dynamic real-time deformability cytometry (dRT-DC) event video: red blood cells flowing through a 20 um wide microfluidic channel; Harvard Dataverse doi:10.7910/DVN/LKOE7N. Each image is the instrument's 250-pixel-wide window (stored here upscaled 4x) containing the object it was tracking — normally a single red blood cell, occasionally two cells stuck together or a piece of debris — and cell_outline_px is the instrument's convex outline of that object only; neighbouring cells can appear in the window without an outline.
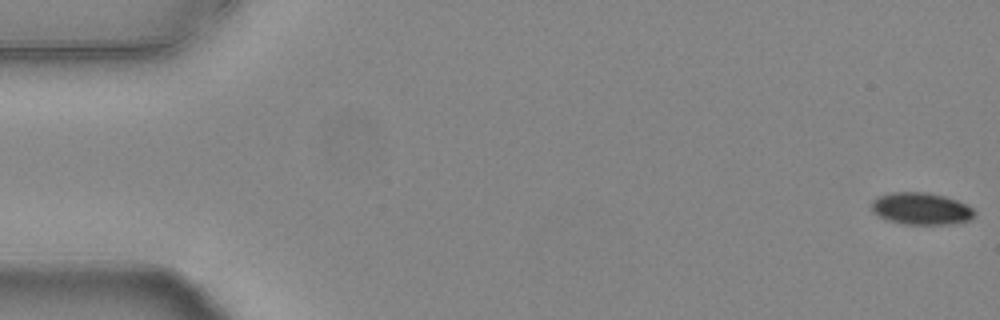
{"species": "common noctule bat (a hibernating species)", "species_latin": "Nyctalus noctula", "temperature_condition": "warm", "stored_images_in_passage": 55, "camera_frame_rate_fps": 3000, "um_per_image_px": 0.085, "animal": {"sex": "female", "body_mass_g": 24.6, "forearm_length_mm": 56.2}, "frame": {"image": 1, "passage_image": 1, "time_ms": 0.0, "image_size_px": [1000, 320], "cell_outline_px": [[976, 212], [968, 220], [952, 224], [904, 224], [888, 220], [872, 212], [872, 200], [888, 192], [928, 192], [944, 196], [956, 200], [972, 208]], "centroid_in_image_um": [78.27, 17.73], "position_along_channel_um": 6.7, "area_um2": 19.07}}
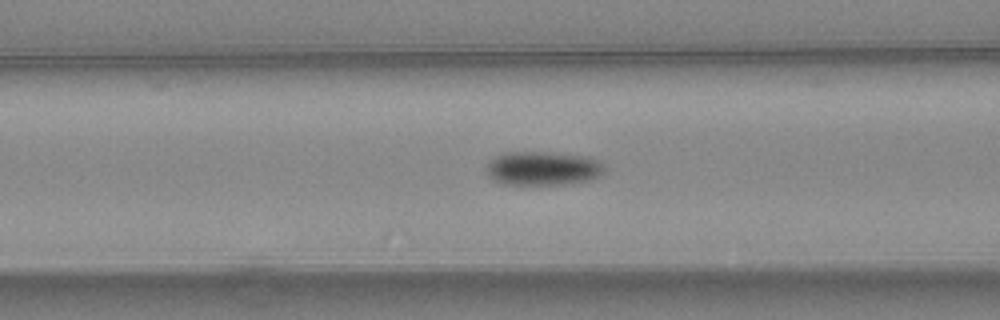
{"frame": {"image": 2, "passage_image": 22, "time_ms": 7.0, "image_size_px": [1000, 320], "cell_outline_px": [[604, 172], [600, 176], [592, 180], [568, 184], [504, 184], [492, 180], [488, 176], [484, 168], [496, 156], [504, 152], [544, 152], [588, 156], [600, 160], [604, 164]], "centroid_in_image_um": [46.17, 14.31], "position_along_channel_um": 120.4, "area_um2": 23.64}}
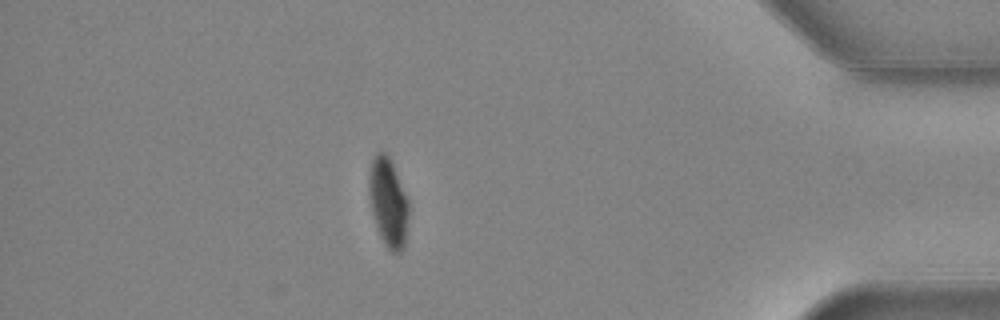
{"frame": {"image": 3, "passage_image": 48, "time_ms": 15.667, "image_size_px": [1000, 320], "cell_outline_px": [[408, 216], [404, 248], [400, 252], [392, 252], [388, 248], [376, 224], [372, 212], [368, 192], [368, 180], [372, 160], [376, 152], [384, 152], [392, 160], [408, 200]], "centroid_in_image_um": [33.0, 17.15], "position_along_channel_um": 402.2, "area_um2": 20.29}, "authors_computed_cell_mechanics": {"area_um2": 21.2704, "velocity_mm_per_s": 3.7678, "shape_relaxation_time_tau1_ms": 3.0567, "shape_relaxation_time_tau2_ms": null, "deformation_change_tau1": 0.1211, "deformation_change_tau2": null}}